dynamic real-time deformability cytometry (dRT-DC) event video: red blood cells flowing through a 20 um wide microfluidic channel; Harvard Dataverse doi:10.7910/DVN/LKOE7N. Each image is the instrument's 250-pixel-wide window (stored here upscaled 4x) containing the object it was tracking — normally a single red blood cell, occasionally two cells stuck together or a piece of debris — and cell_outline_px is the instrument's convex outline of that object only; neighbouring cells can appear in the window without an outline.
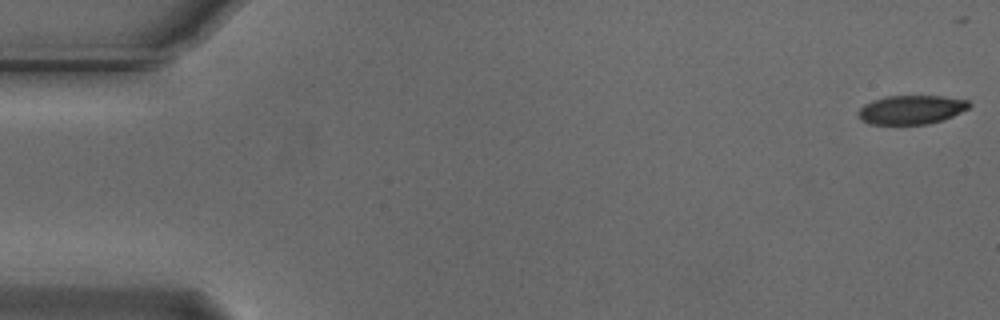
{"species": "Egyptian fruit bat (a non-hibernating species)", "species_latin": "Rousettus aegyptiacus", "temperature_condition": "cold", "stored_images_in_passage": 11, "camera_frame_rate_fps": 3000, "um_per_image_px": 0.085, "animal": {"sex": "male"}, "frame": {"image": 1, "passage_image": 1, "time_ms": 0.0, "image_size_px": [1000, 320], "cell_outline_px": [[972, 104], [968, 108], [944, 120], [928, 124], [868, 124], [860, 120], [856, 112], [864, 104], [872, 100], [884, 96], [944, 96], [968, 100]], "centroid_in_image_um": [77.43, 9.32], "position_along_channel_um": 7.6, "area_um2": 18.9}}